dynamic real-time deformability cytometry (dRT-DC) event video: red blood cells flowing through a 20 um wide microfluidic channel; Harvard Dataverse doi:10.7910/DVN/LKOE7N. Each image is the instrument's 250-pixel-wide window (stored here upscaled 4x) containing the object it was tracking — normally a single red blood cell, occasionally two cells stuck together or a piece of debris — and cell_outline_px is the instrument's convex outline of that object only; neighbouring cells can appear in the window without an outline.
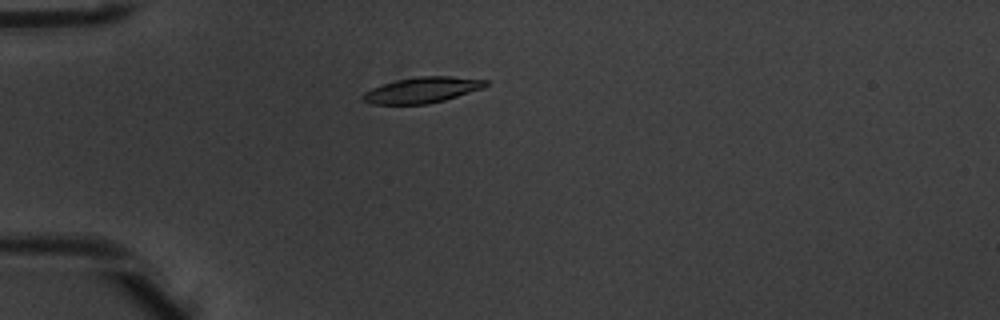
{"species": "common noctule bat (a hibernating species)", "species_latin": "Nyctalus noctula", "temperature_condition": "warm", "stored_images_in_passage": 3, "camera_frame_rate_fps": 3000, "um_per_image_px": 0.085, "animal": {"sex": "male", "body_mass_g": 20.1, "forearm_length_mm": 53.5}, "frame": {"image": 1, "passage_image": 3, "time_ms": 0.667, "image_size_px": [1000, 320], "cell_outline_px": [[488, 84], [484, 88], [444, 100], [428, 104], [372, 104], [360, 100], [360, 96], [364, 92], [372, 88], [396, 80], [416, 76], [452, 76], [488, 80]], "centroid_in_image_um": [35.87, 7.65], "position_along_channel_um": 49.1, "area_um2": 18.55}}